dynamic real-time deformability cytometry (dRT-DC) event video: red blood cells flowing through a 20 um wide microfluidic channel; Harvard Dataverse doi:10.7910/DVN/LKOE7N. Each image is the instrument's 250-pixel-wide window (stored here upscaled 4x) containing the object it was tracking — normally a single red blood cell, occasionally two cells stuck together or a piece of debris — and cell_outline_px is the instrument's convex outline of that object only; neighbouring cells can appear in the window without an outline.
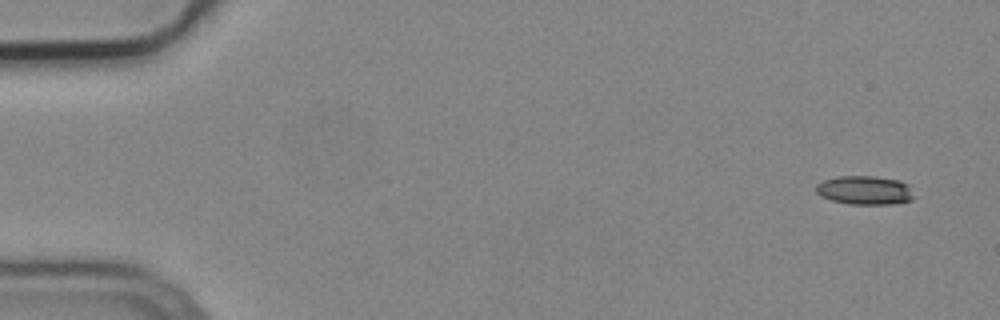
{"species": "common noctule bat (a hibernating species)", "species_latin": "Nyctalus noctula", "temperature_condition": "cold", "stored_images_in_passage": 5, "camera_frame_rate_fps": 3000, "um_per_image_px": 0.085, "animal": {"sex": "male", "body_mass_g": 19.2, "forearm_length_mm": 51.8}, "frame": {"image": 1, "passage_image": 1, "time_ms": 0.0, "image_size_px": [1000, 320], "cell_outline_px": [[912, 200], [888, 204], [848, 204], [832, 200], [820, 196], [816, 192], [816, 184], [824, 180], [840, 176], [872, 176], [900, 180], [908, 184], [912, 196]], "centroid_in_image_um": [73.47, 16.16], "position_along_channel_um": 11.5, "area_um2": 16.3}}
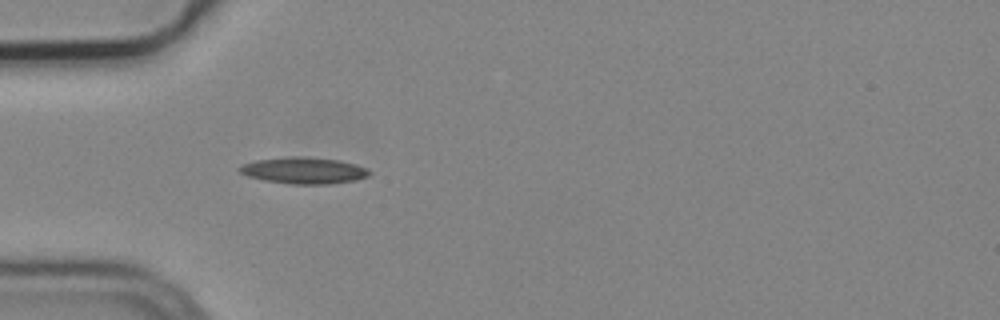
{"frame": {"image": 2, "passage_image": 5, "time_ms": 1.333, "image_size_px": [1000, 320], "cell_outline_px": [[372, 172], [368, 176], [356, 180], [328, 184], [292, 184], [264, 180], [248, 176], [240, 172], [240, 168], [244, 164], [256, 160], [292, 156], [300, 156], [340, 160], [356, 164]], "centroid_in_image_um": [25.86, 14.49], "position_along_channel_um": 59.1, "area_um2": 19.83}}